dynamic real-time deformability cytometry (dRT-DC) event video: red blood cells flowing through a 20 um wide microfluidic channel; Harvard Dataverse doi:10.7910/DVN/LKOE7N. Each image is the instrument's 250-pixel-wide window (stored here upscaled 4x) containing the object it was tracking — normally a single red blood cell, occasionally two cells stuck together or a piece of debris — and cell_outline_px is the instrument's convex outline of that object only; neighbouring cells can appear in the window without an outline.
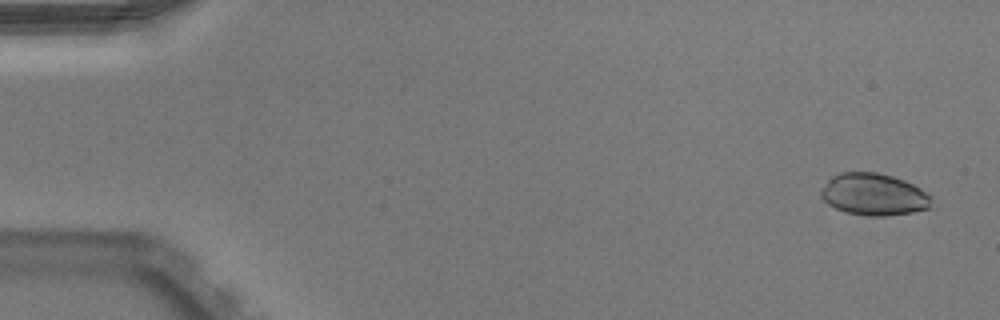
{"species": "Egyptian fruit bat (a non-hibernating species)", "species_latin": "Rousettus aegyptiacus", "temperature_condition": "warm", "stored_images_in_passage": 52, "camera_frame_rate_fps": 3000, "um_per_image_px": 0.085, "animal": {"sex": "male"}, "frame": {"image": 1, "passage_image": 3, "time_ms": 0.667, "image_size_px": [1000, 320], "cell_outline_px": [[932, 196], [928, 208], [912, 212], [884, 216], [864, 216], [848, 212], [836, 208], [828, 204], [820, 196], [820, 192], [828, 180], [832, 176], [840, 172], [876, 172], [892, 176], [904, 180], [920, 188]], "centroid_in_image_um": [74.26, 16.52], "position_along_channel_um": 10.7, "area_um2": 26.88}}
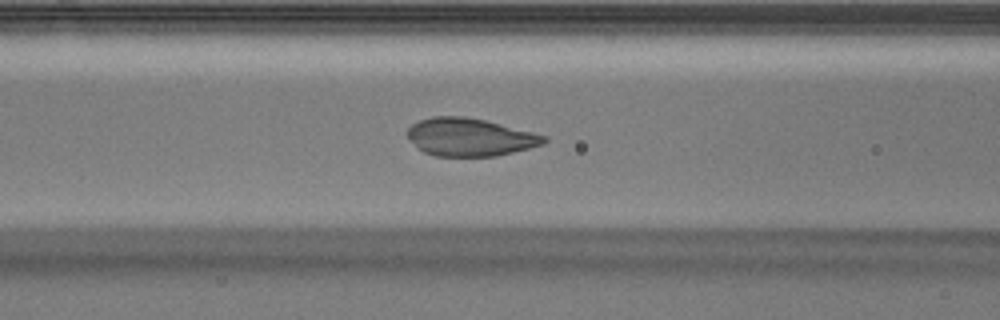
{"frame": {"image": 2, "passage_image": 22, "time_ms": 7.0, "image_size_px": [1000, 320], "cell_outline_px": [[548, 140], [544, 144], [496, 156], [436, 156], [424, 152], [408, 136], [408, 128], [412, 124], [420, 120], [432, 116], [464, 116], [484, 120], [548, 136]], "centroid_in_image_um": [39.96, 11.65], "position_along_channel_um": 126.6, "area_um2": 29.77}}
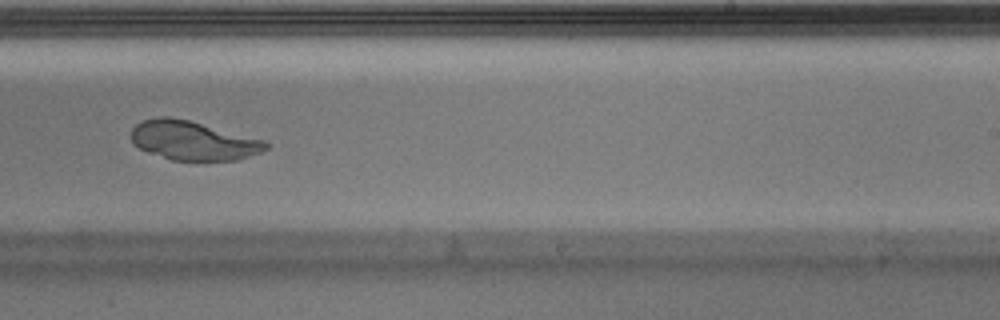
{"frame": {"image": 3, "passage_image": 33, "time_ms": 10.667, "image_size_px": [1000, 320], "cell_outline_px": [[268, 148], [260, 152], [236, 160], [172, 160], [148, 152], [132, 144], [132, 128], [136, 124], [144, 120], [156, 116], [168, 116], [188, 120], [264, 140], [268, 144]], "centroid_in_image_um": [16.38, 11.94], "position_along_channel_um": 272.6, "area_um2": 30.35}}